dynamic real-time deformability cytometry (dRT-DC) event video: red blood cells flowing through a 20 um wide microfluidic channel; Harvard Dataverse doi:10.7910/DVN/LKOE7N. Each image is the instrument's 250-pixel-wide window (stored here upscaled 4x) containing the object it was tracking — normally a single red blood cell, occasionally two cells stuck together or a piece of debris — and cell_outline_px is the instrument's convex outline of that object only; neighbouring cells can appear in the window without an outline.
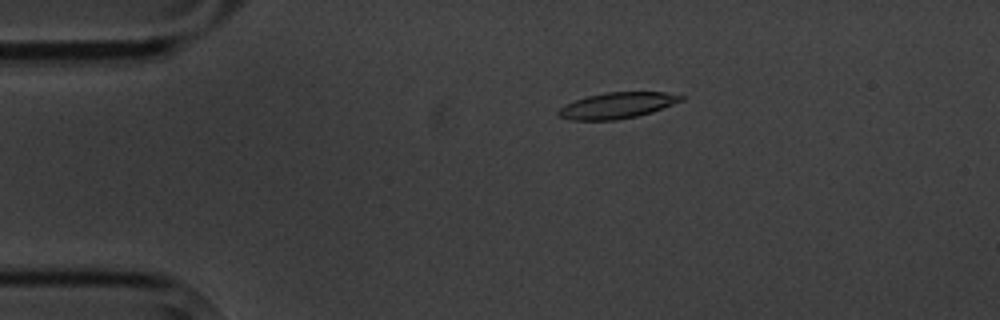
{"species": "common noctule bat (a hibernating species)", "species_latin": "Nyctalus noctula", "temperature_condition": "cold", "stored_images_in_passage": 4, "camera_frame_rate_fps": 3000, "um_per_image_px": 0.085, "animal": {"sex": "male", "body_mass_g": 20.1, "forearm_length_mm": 53.5}, "frame": {"image": 1, "passage_image": 2, "time_ms": 1.333, "image_size_px": [1000, 320], "cell_outline_px": [[688, 96], [684, 100], [652, 112], [636, 116], [616, 120], [572, 120], [560, 116], [556, 112], [560, 108], [576, 100], [588, 96], [608, 92], [664, 92]], "centroid_in_image_um": [52.52, 8.96], "position_along_channel_um": 32.5, "area_um2": 18.44}}
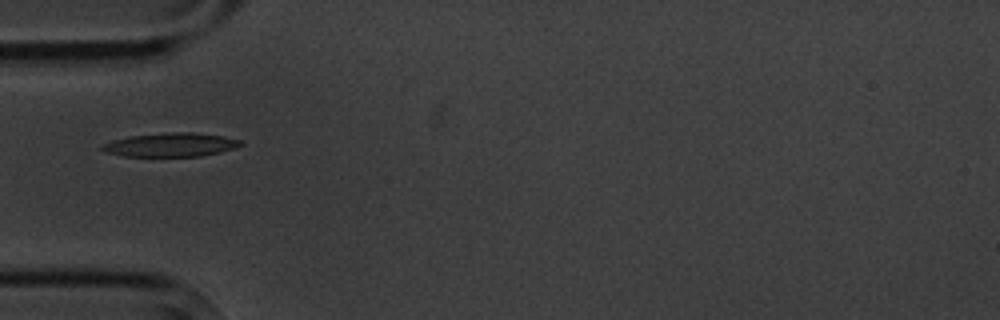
{"frame": {"image": 2, "passage_image": 4, "time_ms": 3.667, "image_size_px": [1000, 320], "cell_outline_px": [[244, 144], [236, 148], [220, 152], [200, 156], [124, 156], [108, 152], [96, 148], [100, 144], [112, 140], [128, 136], [172, 132], [192, 132], [224, 136], [240, 140]], "centroid_in_image_um": [14.49, 12.3], "position_along_channel_um": 70.5, "area_um2": 19.31}}